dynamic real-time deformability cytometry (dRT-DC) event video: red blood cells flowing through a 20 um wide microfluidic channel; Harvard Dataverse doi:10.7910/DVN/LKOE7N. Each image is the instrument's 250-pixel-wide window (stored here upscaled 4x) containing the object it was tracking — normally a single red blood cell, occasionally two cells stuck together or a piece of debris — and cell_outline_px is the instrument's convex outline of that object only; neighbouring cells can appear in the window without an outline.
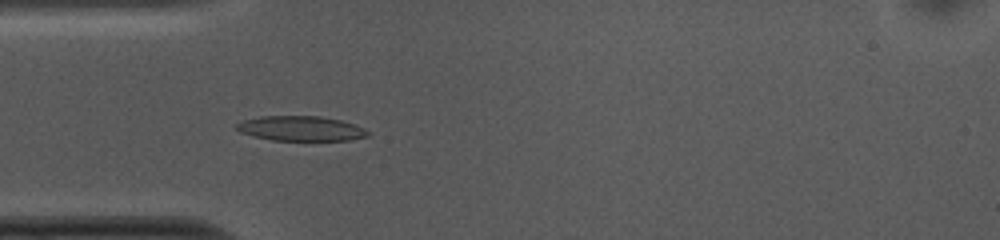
{"species": "common noctule bat (a hibernating species)", "species_latin": "Nyctalus noctula", "temperature_condition": "cold", "stored_images_in_passage": 53, "camera_frame_rate_fps": 3000, "um_per_image_px": 0.085, "animal": {"sex": "female", "body_mass_g": 10.0, "forearm_length_mm": 53.1}, "frame": {"image": 1, "passage_image": 15, "time_ms": 4.667, "image_size_px": [1000, 240], "cell_outline_px": [[372, 132], [368, 136], [348, 140], [272, 140], [252, 136], [240, 132], [236, 128], [236, 124], [244, 120], [260, 116], [320, 116], [340, 120], [356, 124]], "centroid_in_image_um": [25.6, 10.92], "position_along_channel_um": 59.4, "area_um2": 19.07}}
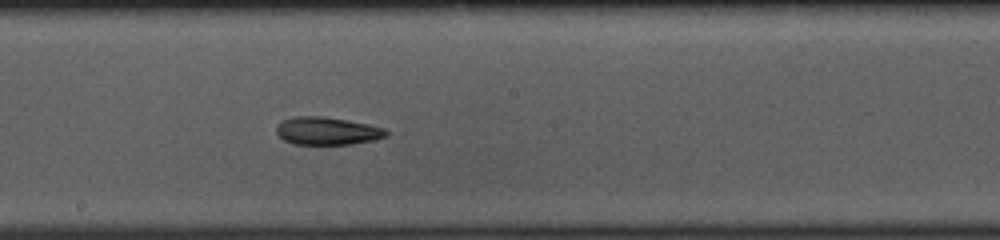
{"frame": {"image": 2, "passage_image": 28, "time_ms": 9.0, "image_size_px": [1000, 240], "cell_outline_px": [[388, 136], [372, 140], [352, 144], [292, 144], [284, 140], [276, 132], [276, 128], [284, 120], [296, 116], [320, 116], [348, 120], [368, 124], [384, 128], [388, 132]], "centroid_in_image_um": [27.83, 11.13], "position_along_channel_um": 220.4, "area_um2": 17.63}}
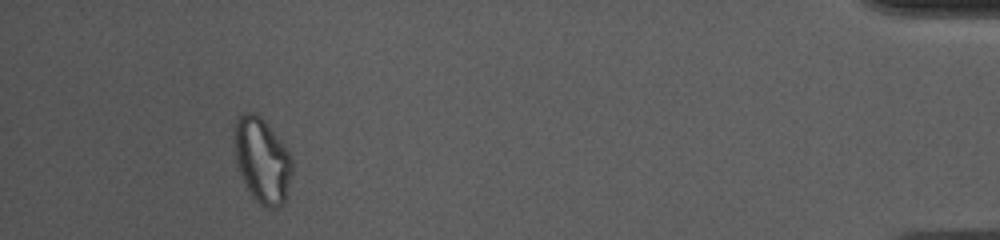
{"frame": {"image": 3, "passage_image": 49, "time_ms": 16.0, "image_size_px": [1000, 240], "cell_outline_px": [[292, 172], [284, 204], [276, 208], [268, 208], [260, 204], [252, 196], [240, 172], [236, 160], [236, 116], [240, 112], [256, 112], [264, 120], [280, 140], [288, 152], [292, 160]], "centroid_in_image_um": [22.3, 13.62], "position_along_channel_um": 412.9, "area_um2": 28.09}, "authors_computed_cell_mechanics": {"area_um2": 18.3804, "velocity_mm_per_s": 3.7341, "shape_relaxation_time_tau1_ms": 8.2253, "shape_relaxation_time_tau2_ms": null, "deformation_change_tau1": 0.1912, "deformation_change_tau2": null}}